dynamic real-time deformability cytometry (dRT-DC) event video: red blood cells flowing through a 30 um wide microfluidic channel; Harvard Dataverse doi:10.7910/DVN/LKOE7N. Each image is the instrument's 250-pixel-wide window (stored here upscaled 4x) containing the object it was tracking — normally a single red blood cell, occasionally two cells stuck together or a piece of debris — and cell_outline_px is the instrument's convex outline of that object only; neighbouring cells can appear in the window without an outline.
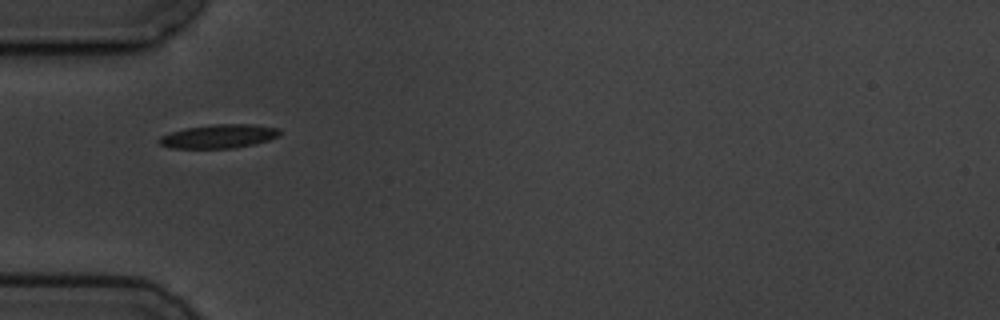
{"species": "common noctule bat (a hibernating species)", "species_latin": "Nyctalus noctula", "temperature_condition": "cold", "stored_images_in_passage": 5, "camera_frame_rate_fps": 3000, "um_per_image_px": 0.085, "animal": {"sex": "male", "body_mass_g": 19.5, "forearm_length_mm": 54.6}, "frame": {"image": 1, "passage_image": 2, "time_ms": 1.333, "image_size_px": [1000, 320], "cell_outline_px": [[280, 136], [268, 140], [236, 148], [168, 148], [160, 144], [156, 140], [160, 136], [184, 128], [212, 124], [256, 124], [280, 128]], "centroid_in_image_um": [18.6, 11.58], "position_along_channel_um": 66.4, "area_um2": 16.88}}
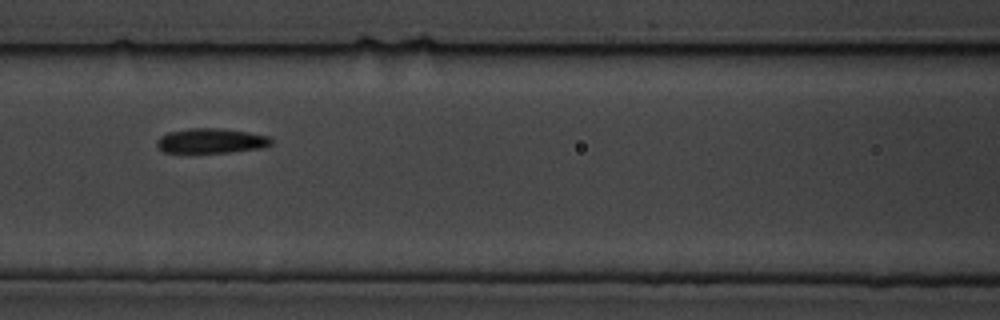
{"frame": {"image": 2, "passage_image": 4, "time_ms": 3.667, "image_size_px": [1000, 320], "cell_outline_px": [[272, 144], [264, 148], [228, 152], [164, 152], [156, 144], [156, 140], [160, 136], [168, 132], [188, 128], [220, 128], [248, 132], [268, 136], [272, 140]], "centroid_in_image_um": [17.95, 11.96], "position_along_channel_um": 148.6, "area_um2": 16.53}}
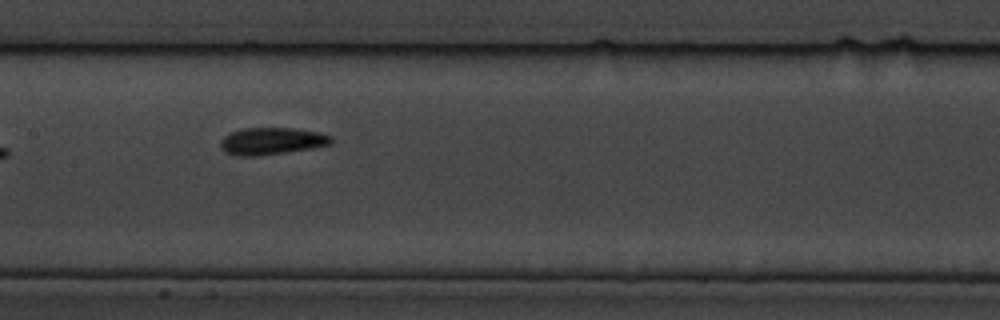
{"frame": {"image": 3, "passage_image": 5, "time_ms": 4.667, "image_size_px": [1000, 320], "cell_outline_px": [[332, 144], [312, 148], [256, 156], [236, 156], [224, 152], [220, 148], [220, 140], [228, 132], [240, 128], [292, 128], [316, 132], [332, 136]], "centroid_in_image_um": [23.02, 11.99], "position_along_channel_um": 184.4, "area_um2": 17.57}}